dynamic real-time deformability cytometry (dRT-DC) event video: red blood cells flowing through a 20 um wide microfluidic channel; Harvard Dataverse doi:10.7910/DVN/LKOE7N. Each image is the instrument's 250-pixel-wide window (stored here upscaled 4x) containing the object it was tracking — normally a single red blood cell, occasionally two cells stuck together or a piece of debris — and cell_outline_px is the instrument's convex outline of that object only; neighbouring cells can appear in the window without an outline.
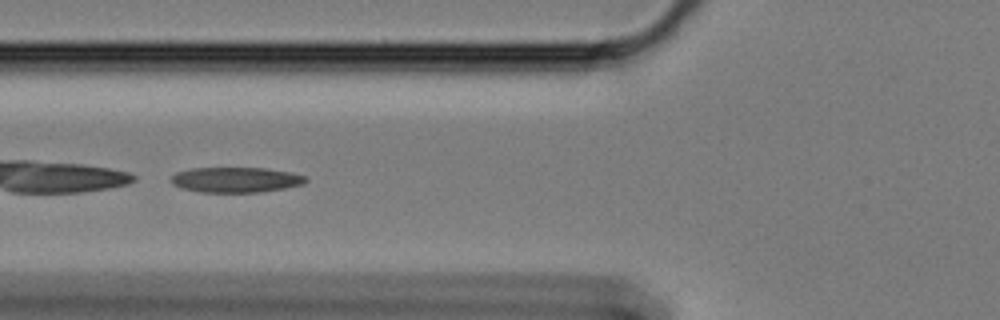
{"species": "Egyptian fruit bat (a non-hibernating species)", "species_latin": "Rousettus aegyptiacus", "temperature_condition": "cold", "stored_images_in_passage": 38, "camera_frame_rate_fps": 3000, "um_per_image_px": 0.085, "animal": {"sex": "female"}, "frame": {"image": 1, "passage_image": 4, "time_ms": 1.0, "image_size_px": [1000, 320], "cell_outline_px": [[308, 180], [304, 184], [284, 188], [260, 192], [200, 192], [180, 188], [172, 184], [168, 180], [176, 172], [192, 168], [264, 168], [288, 172], [304, 176]], "centroid_in_image_um": [19.98, 15.28], "position_along_channel_um": 105.8, "area_um2": 19.83}}
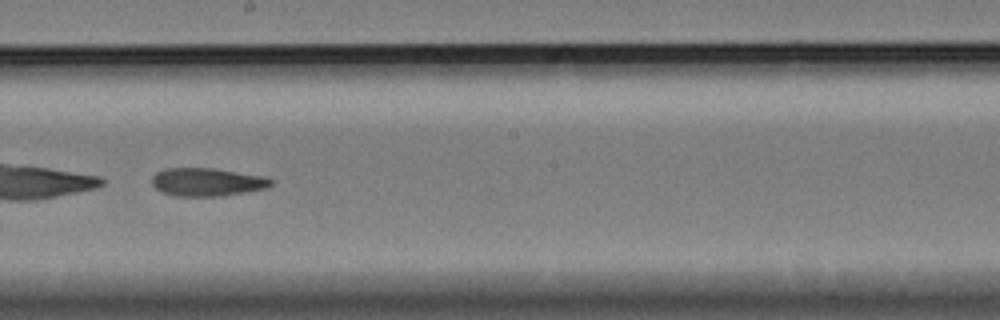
{"frame": {"image": 2, "passage_image": 15, "time_ms": 4.667, "image_size_px": [1000, 320], "cell_outline_px": [[276, 180], [268, 188], [224, 196], [176, 196], [160, 192], [152, 184], [152, 176], [156, 172], [164, 168], [212, 168], [264, 176]], "centroid_in_image_um": [17.62, 15.47], "position_along_channel_um": 230.6, "area_um2": 19.77}}
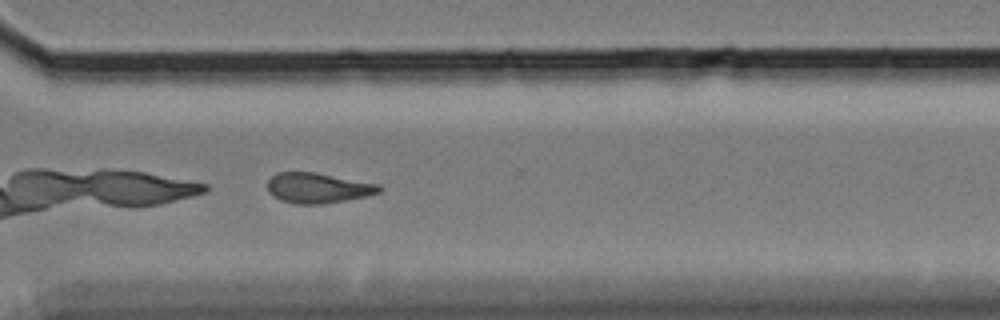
{"frame": {"image": 3, "passage_image": 25, "time_ms": 8.0, "image_size_px": [1000, 320], "cell_outline_px": [[384, 188], [380, 192], [368, 196], [324, 204], [296, 204], [280, 200], [272, 196], [268, 192], [268, 180], [276, 172], [316, 172], [380, 184]], "centroid_in_image_um": [27.04, 15.98], "position_along_channel_um": 343.6, "area_um2": 20.0}, "authors_computed_cell_mechanics": {"area_um2": 19.9699, "velocity_mm_per_s": 3.3935, "shape_relaxation_time_tau1_ms": 8.5943, "shape_relaxation_time_tau2_ms": 7.0249, "deformation_change_tau1": 0.1848, "deformation_change_tau2": 0.1559}}